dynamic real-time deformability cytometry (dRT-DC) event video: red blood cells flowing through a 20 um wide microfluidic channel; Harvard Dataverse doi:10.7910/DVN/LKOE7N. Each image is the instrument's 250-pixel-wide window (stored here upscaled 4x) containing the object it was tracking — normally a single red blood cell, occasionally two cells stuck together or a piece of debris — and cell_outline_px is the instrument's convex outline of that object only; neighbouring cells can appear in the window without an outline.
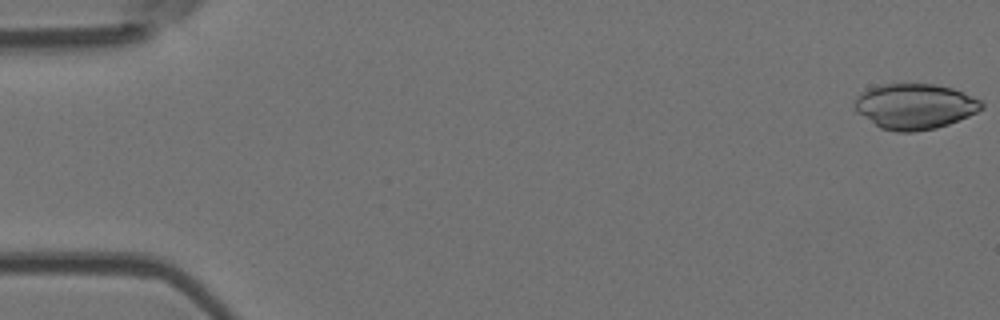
{"species": "Egyptian fruit bat (a non-hibernating species)", "species_latin": "Rousettus aegyptiacus", "temperature_condition": "room temperature", "stored_images_in_passage": 50, "camera_frame_rate_fps": 3000, "um_per_image_px": 0.085, "animal": {"sex": "female"}, "frame": {"image": 1, "passage_image": 1, "time_ms": 0.0, "image_size_px": [1000, 320], "cell_outline_px": [[984, 108], [968, 116], [948, 124], [936, 128], [916, 132], [896, 132], [880, 128], [856, 112], [856, 96], [860, 92], [868, 88], [880, 84], [936, 84], [952, 88], [980, 100], [984, 104]], "centroid_in_image_um": [77.74, 9.04], "position_along_channel_um": 7.3, "area_um2": 33.64}}
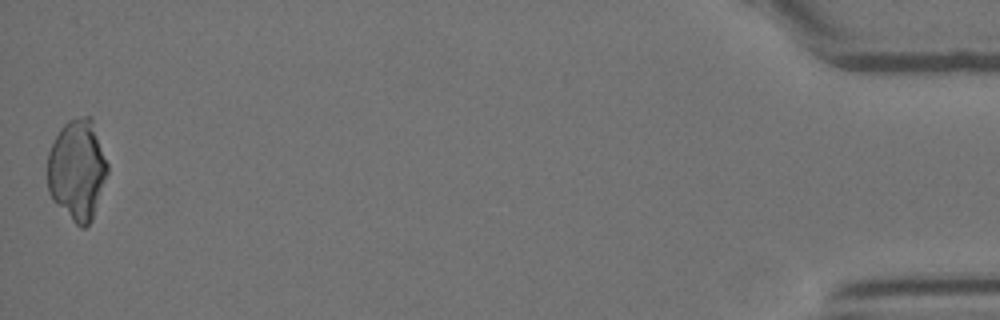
{"frame": {"image": 2, "passage_image": 50, "time_ms": 16.333, "image_size_px": [1000, 320], "cell_outline_px": [[108, 172], [92, 220], [84, 228], [80, 228], [52, 200], [48, 192], [48, 152], [60, 128], [68, 120], [84, 116], [92, 116], [108, 164]], "centroid_in_image_um": [6.57, 14.42], "position_along_channel_um": 428.6, "area_um2": 35.32}}